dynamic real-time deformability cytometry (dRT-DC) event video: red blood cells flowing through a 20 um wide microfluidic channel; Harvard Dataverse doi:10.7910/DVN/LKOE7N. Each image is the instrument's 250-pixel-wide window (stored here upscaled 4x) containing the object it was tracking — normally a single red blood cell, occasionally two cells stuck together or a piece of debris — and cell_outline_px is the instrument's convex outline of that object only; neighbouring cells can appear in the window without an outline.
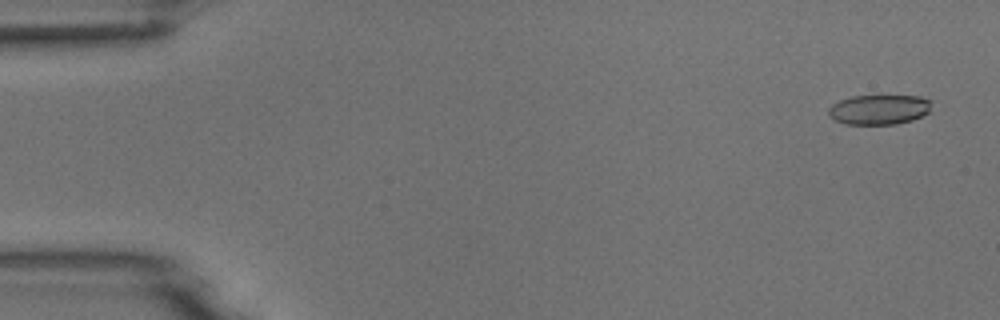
{"species": "common noctule bat (a hibernating species)", "species_latin": "Nyctalus noctula", "temperature_condition": "room temperature", "stored_images_in_passage": 4, "camera_frame_rate_fps": 3000, "um_per_image_px": 0.085, "animal": {"sex": "male", "body_mass_g": 18.8}, "frame": {"image": 1, "passage_image": 1, "time_ms": 0.0, "image_size_px": [1000, 320], "cell_outline_px": [[932, 100], [928, 112], [912, 120], [896, 124], [844, 124], [828, 116], [828, 108], [832, 104], [840, 100], [852, 96], [920, 96]], "centroid_in_image_um": [74.7, 9.31], "position_along_channel_um": 10.3, "area_um2": 17.92}}
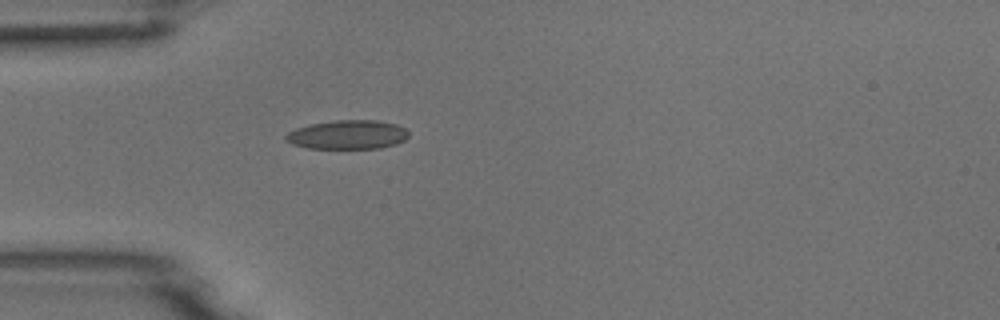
{"frame": {"image": 2, "passage_image": 4, "time_ms": 4.333, "image_size_px": [1000, 320], "cell_outline_px": [[408, 136], [404, 140], [396, 144], [380, 148], [308, 148], [292, 144], [284, 140], [284, 136], [288, 132], [296, 128], [308, 124], [336, 120], [376, 120], [396, 124], [404, 128], [408, 132]], "centroid_in_image_um": [29.52, 11.44], "position_along_channel_um": 55.5, "area_um2": 20.81}}